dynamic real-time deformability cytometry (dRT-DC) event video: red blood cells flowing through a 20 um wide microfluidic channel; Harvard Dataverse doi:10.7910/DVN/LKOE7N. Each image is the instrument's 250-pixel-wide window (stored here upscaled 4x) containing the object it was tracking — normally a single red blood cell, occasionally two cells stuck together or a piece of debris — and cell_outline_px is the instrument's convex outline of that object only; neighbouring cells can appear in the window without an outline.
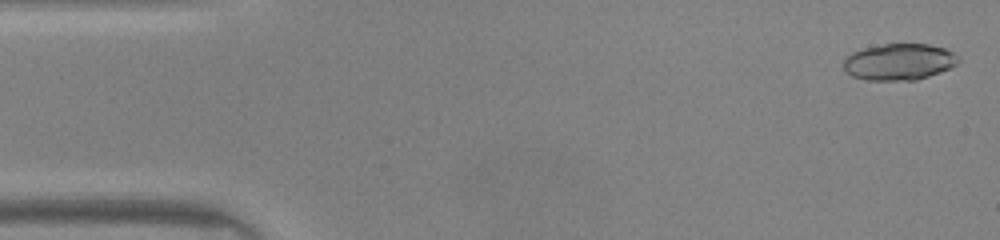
{"species": "common noctule bat (a hibernating species)", "species_latin": "Nyctalus noctula", "temperature_condition": "warm", "stored_images_in_passage": 47, "camera_frame_rate_fps": 3000, "um_per_image_px": 0.085, "animal": {"sex": "male", "body_mass_g": 20.0, "forearm_length_mm": 53.3}, "frame": {"image": 1, "passage_image": 1, "time_ms": 0.0, "image_size_px": [1000, 240], "cell_outline_px": [[960, 60], [956, 64], [940, 72], [916, 80], [864, 80], [852, 76], [844, 68], [844, 60], [852, 52], [864, 48], [884, 44], [928, 44], [944, 48], [952, 52]], "centroid_in_image_um": [76.41, 5.26], "position_along_channel_um": 8.6, "area_um2": 24.16}}
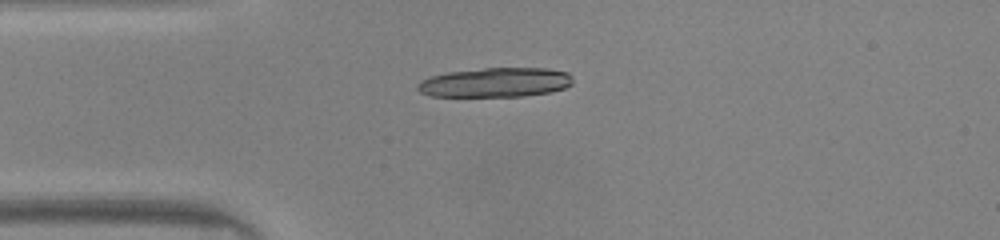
{"frame": {"image": 2, "passage_image": 11, "time_ms": 3.333, "image_size_px": [1000, 240], "cell_outline_px": [[572, 84], [564, 88], [548, 92], [524, 96], [432, 96], [420, 92], [416, 88], [416, 84], [420, 80], [432, 76], [448, 72], [484, 68], [544, 68], [568, 72], [572, 76]], "centroid_in_image_um": [42.09, 7.0], "position_along_channel_um": 42.9, "area_um2": 26.59}}
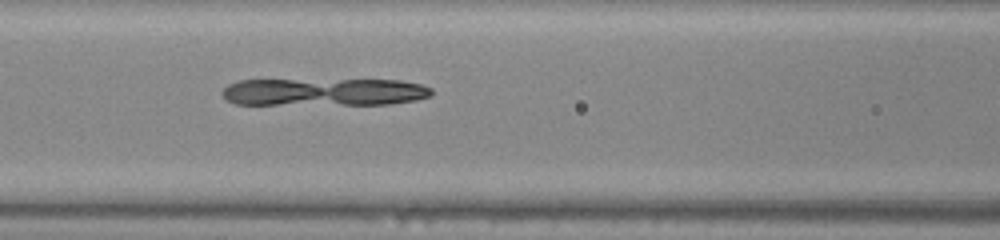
{"frame": {"image": 3, "passage_image": 19, "time_ms": 6.0, "image_size_px": [1000, 240], "cell_outline_px": [[432, 96], [416, 100], [388, 104], [236, 104], [228, 100], [220, 92], [228, 84], [240, 80], [400, 80], [420, 84], [432, 88]], "centroid_in_image_um": [27.57, 7.81], "position_along_channel_um": 139.0, "area_um2": 33.64}}